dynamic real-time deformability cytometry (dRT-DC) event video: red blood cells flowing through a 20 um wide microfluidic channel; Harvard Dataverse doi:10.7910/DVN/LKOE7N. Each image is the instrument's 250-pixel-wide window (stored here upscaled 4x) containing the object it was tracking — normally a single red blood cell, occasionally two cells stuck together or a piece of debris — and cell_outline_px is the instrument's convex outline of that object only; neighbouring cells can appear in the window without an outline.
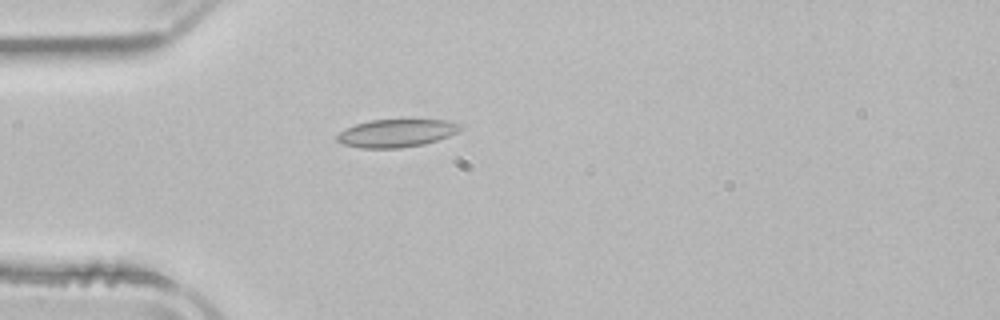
{"species": "common noctule bat (a hibernating species)", "species_latin": "Nyctalus noctula", "temperature_condition": "room temperature", "stored_images_in_passage": 2, "camera_frame_rate_fps": 3000, "um_per_image_px": 0.085, "animal": {"sex": "male", "body_mass_g": 21.5, "forearm_length_mm": 52.0}, "frame": {"image": 1, "passage_image": 2, "time_ms": 1.333, "image_size_px": [1000, 320], "cell_outline_px": [[464, 128], [460, 132], [424, 144], [400, 148], [360, 148], [344, 144], [336, 140], [336, 136], [340, 132], [356, 124], [372, 120], [444, 120], [464, 124]], "centroid_in_image_um": [33.76, 11.32], "position_along_channel_um": 51.2, "area_um2": 20.0}}